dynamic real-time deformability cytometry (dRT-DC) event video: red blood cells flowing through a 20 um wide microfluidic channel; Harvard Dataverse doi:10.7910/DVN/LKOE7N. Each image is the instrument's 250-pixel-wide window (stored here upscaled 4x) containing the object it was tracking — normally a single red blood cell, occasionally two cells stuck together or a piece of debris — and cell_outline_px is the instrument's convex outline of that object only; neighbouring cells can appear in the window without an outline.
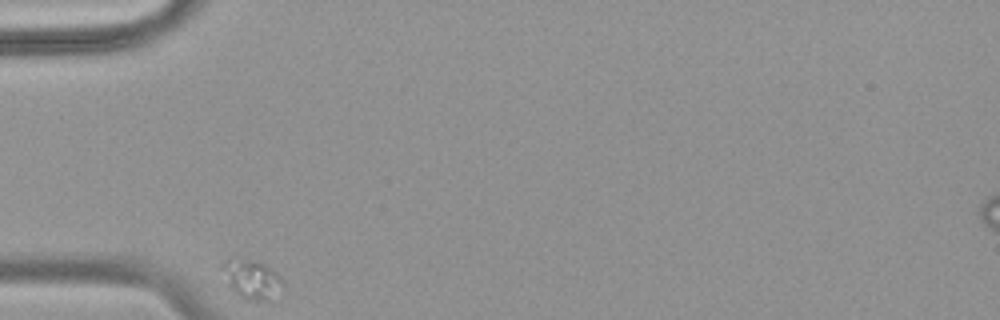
{"species": "common noctule bat (a hibernating species)", "species_latin": "Nyctalus noctula", "temperature_condition": "warm", "stored_images_in_passage": 35, "camera_frame_rate_fps": 3000, "um_per_image_px": 0.085, "animal": {"sex": "female", "body_mass_g": 18.4}, "frame": {"image": 1, "passage_image": 1, "time_ms": 0.0, "image_size_px": [1000, 320], "cell_outline_px": [[276, 280], [268, 300], [244, 300], [228, 284], [220, 264], [228, 256], [256, 260], [264, 264], [276, 276]], "centroid_in_image_um": [21.15, 23.63], "position_along_channel_um": 63.9, "area_um2": 12.6}}